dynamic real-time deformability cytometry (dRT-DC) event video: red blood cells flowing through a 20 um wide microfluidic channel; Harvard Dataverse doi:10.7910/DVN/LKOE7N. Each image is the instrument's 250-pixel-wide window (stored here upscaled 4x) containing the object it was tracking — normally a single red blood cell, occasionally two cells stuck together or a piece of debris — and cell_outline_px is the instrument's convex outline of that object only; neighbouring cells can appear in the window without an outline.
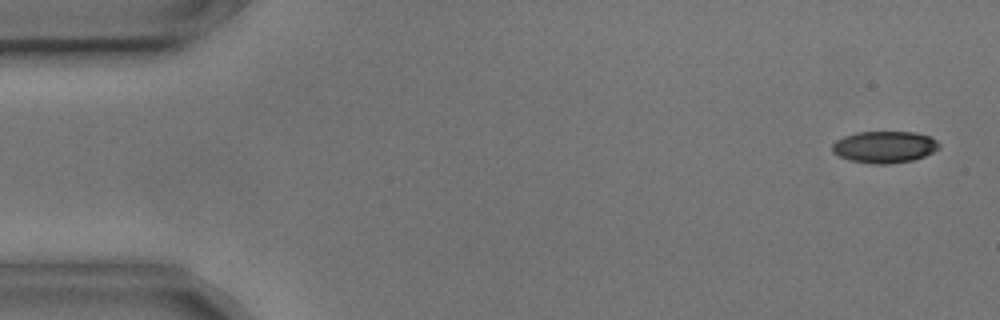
{"species": "common noctule bat (a hibernating species)", "species_latin": "Nyctalus noctula", "temperature_condition": "cold", "stored_images_in_passage": 4, "camera_frame_rate_fps": 3000, "um_per_image_px": 0.085, "animal": {"sex": "male", "body_mass_g": 17.9, "forearm_length_mm": 54.2}, "frame": {"image": 1, "passage_image": 1, "time_ms": 0.0, "image_size_px": [1000, 320], "cell_outline_px": [[940, 148], [924, 156], [912, 160], [888, 164], [876, 164], [848, 160], [832, 152], [832, 144], [836, 140], [844, 136], [856, 132], [912, 132], [928, 136], [936, 140], [940, 144]], "centroid_in_image_um": [75.16, 12.49], "position_along_channel_um": 9.8, "area_um2": 19.71}}
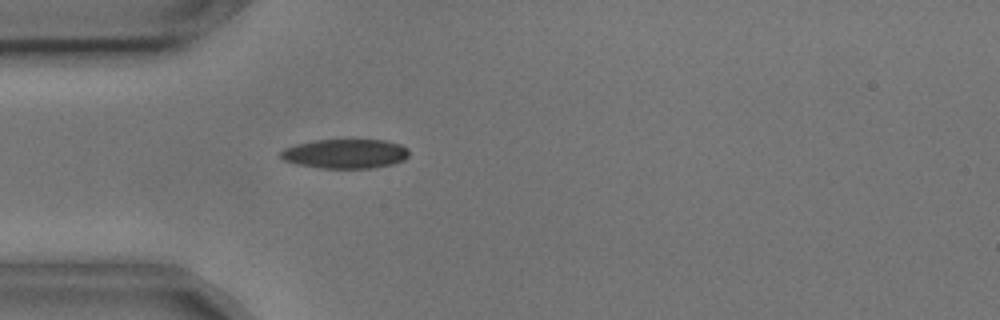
{"frame": {"image": 2, "passage_image": 4, "time_ms": 1.0, "image_size_px": [1000, 320], "cell_outline_px": [[408, 156], [404, 160], [392, 164], [372, 168], [320, 168], [296, 164], [284, 160], [280, 156], [280, 152], [284, 148], [296, 144], [312, 140], [384, 140], [400, 144], [408, 148]], "centroid_in_image_um": [29.34, 13.06], "position_along_channel_um": 55.7, "area_um2": 22.02}}